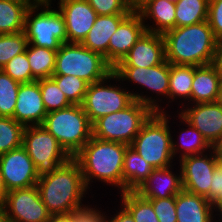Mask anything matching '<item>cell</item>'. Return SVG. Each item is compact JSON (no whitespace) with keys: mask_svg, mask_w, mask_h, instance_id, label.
<instances>
[{"mask_svg":"<svg viewBox=\"0 0 222 222\" xmlns=\"http://www.w3.org/2000/svg\"><path fill=\"white\" fill-rule=\"evenodd\" d=\"M39 195L51 214H67L81 206L87 191L78 162L71 157L51 173L39 176Z\"/></svg>","mask_w":222,"mask_h":222,"instance_id":"6da1fadb","label":"cell"},{"mask_svg":"<svg viewBox=\"0 0 222 222\" xmlns=\"http://www.w3.org/2000/svg\"><path fill=\"white\" fill-rule=\"evenodd\" d=\"M170 64L203 66L213 63L218 40L208 21L175 27L163 34Z\"/></svg>","mask_w":222,"mask_h":222,"instance_id":"7a4b0ae2","label":"cell"},{"mask_svg":"<svg viewBox=\"0 0 222 222\" xmlns=\"http://www.w3.org/2000/svg\"><path fill=\"white\" fill-rule=\"evenodd\" d=\"M129 145L94 136L73 157L79 164L87 188L93 178L114 185L123 192V161Z\"/></svg>","mask_w":222,"mask_h":222,"instance_id":"3957f363","label":"cell"},{"mask_svg":"<svg viewBox=\"0 0 222 222\" xmlns=\"http://www.w3.org/2000/svg\"><path fill=\"white\" fill-rule=\"evenodd\" d=\"M111 79H113V72L107 78L89 84L87 87L81 106L92 124L100 117L126 109L134 101L143 103L154 112H164L161 106L159 107L155 98L153 99L146 95L143 96V94L131 93L122 87L111 86V83L106 85L107 80Z\"/></svg>","mask_w":222,"mask_h":222,"instance_id":"277c9868","label":"cell"},{"mask_svg":"<svg viewBox=\"0 0 222 222\" xmlns=\"http://www.w3.org/2000/svg\"><path fill=\"white\" fill-rule=\"evenodd\" d=\"M42 126L74 157L92 137V123L81 105L47 113Z\"/></svg>","mask_w":222,"mask_h":222,"instance_id":"5b68a950","label":"cell"},{"mask_svg":"<svg viewBox=\"0 0 222 222\" xmlns=\"http://www.w3.org/2000/svg\"><path fill=\"white\" fill-rule=\"evenodd\" d=\"M167 113L154 112L142 125L140 132L130 145L154 169L172 168V136Z\"/></svg>","mask_w":222,"mask_h":222,"instance_id":"8992f818","label":"cell"},{"mask_svg":"<svg viewBox=\"0 0 222 222\" xmlns=\"http://www.w3.org/2000/svg\"><path fill=\"white\" fill-rule=\"evenodd\" d=\"M113 68L105 58L81 43H63L56 53L53 75H74L88 84L107 78Z\"/></svg>","mask_w":222,"mask_h":222,"instance_id":"52a82bcc","label":"cell"},{"mask_svg":"<svg viewBox=\"0 0 222 222\" xmlns=\"http://www.w3.org/2000/svg\"><path fill=\"white\" fill-rule=\"evenodd\" d=\"M154 113L139 101H134L126 109L100 117L92 124V136L131 145L142 125Z\"/></svg>","mask_w":222,"mask_h":222,"instance_id":"ba28073f","label":"cell"},{"mask_svg":"<svg viewBox=\"0 0 222 222\" xmlns=\"http://www.w3.org/2000/svg\"><path fill=\"white\" fill-rule=\"evenodd\" d=\"M51 3L52 1H46L39 6L28 8L24 33L29 45L58 51L61 45L67 42L65 20L59 10L51 9ZM39 9L41 11L36 13Z\"/></svg>","mask_w":222,"mask_h":222,"instance_id":"9c48e42d","label":"cell"},{"mask_svg":"<svg viewBox=\"0 0 222 222\" xmlns=\"http://www.w3.org/2000/svg\"><path fill=\"white\" fill-rule=\"evenodd\" d=\"M22 147L32 159L39 176L51 173L71 158L42 125L25 127Z\"/></svg>","mask_w":222,"mask_h":222,"instance_id":"30bf717a","label":"cell"},{"mask_svg":"<svg viewBox=\"0 0 222 222\" xmlns=\"http://www.w3.org/2000/svg\"><path fill=\"white\" fill-rule=\"evenodd\" d=\"M179 160L183 189L207 198L213 192L212 177L220 165L219 150L213 148L210 155L203 153Z\"/></svg>","mask_w":222,"mask_h":222,"instance_id":"8fae6325","label":"cell"},{"mask_svg":"<svg viewBox=\"0 0 222 222\" xmlns=\"http://www.w3.org/2000/svg\"><path fill=\"white\" fill-rule=\"evenodd\" d=\"M2 206L9 222H48L51 215L37 185L8 191Z\"/></svg>","mask_w":222,"mask_h":222,"instance_id":"7c38bea8","label":"cell"},{"mask_svg":"<svg viewBox=\"0 0 222 222\" xmlns=\"http://www.w3.org/2000/svg\"><path fill=\"white\" fill-rule=\"evenodd\" d=\"M0 171L7 191L35 186L39 179L32 159L22 146L0 155Z\"/></svg>","mask_w":222,"mask_h":222,"instance_id":"4fadbf2b","label":"cell"},{"mask_svg":"<svg viewBox=\"0 0 222 222\" xmlns=\"http://www.w3.org/2000/svg\"><path fill=\"white\" fill-rule=\"evenodd\" d=\"M193 106V107H192ZM179 113L195 127L213 148L222 143V102L198 103Z\"/></svg>","mask_w":222,"mask_h":222,"instance_id":"5bb4252c","label":"cell"},{"mask_svg":"<svg viewBox=\"0 0 222 222\" xmlns=\"http://www.w3.org/2000/svg\"><path fill=\"white\" fill-rule=\"evenodd\" d=\"M170 63L165 60L154 67H115L113 68V79H122L141 85L142 88L150 90L158 95H165L168 99L169 92ZM149 88V89H148Z\"/></svg>","mask_w":222,"mask_h":222,"instance_id":"9a60e30c","label":"cell"},{"mask_svg":"<svg viewBox=\"0 0 222 222\" xmlns=\"http://www.w3.org/2000/svg\"><path fill=\"white\" fill-rule=\"evenodd\" d=\"M58 8L65 20L67 42L82 43L97 18L86 0H59Z\"/></svg>","mask_w":222,"mask_h":222,"instance_id":"2e32d148","label":"cell"},{"mask_svg":"<svg viewBox=\"0 0 222 222\" xmlns=\"http://www.w3.org/2000/svg\"><path fill=\"white\" fill-rule=\"evenodd\" d=\"M145 32V21L141 15L138 12H131L110 37L108 64L115 68Z\"/></svg>","mask_w":222,"mask_h":222,"instance_id":"e0dca14e","label":"cell"},{"mask_svg":"<svg viewBox=\"0 0 222 222\" xmlns=\"http://www.w3.org/2000/svg\"><path fill=\"white\" fill-rule=\"evenodd\" d=\"M166 60L163 34L146 31L116 67H154Z\"/></svg>","mask_w":222,"mask_h":222,"instance_id":"ac0fdd59","label":"cell"},{"mask_svg":"<svg viewBox=\"0 0 222 222\" xmlns=\"http://www.w3.org/2000/svg\"><path fill=\"white\" fill-rule=\"evenodd\" d=\"M46 115L38 81L21 83L12 118L26 127L42 125Z\"/></svg>","mask_w":222,"mask_h":222,"instance_id":"d6986e66","label":"cell"},{"mask_svg":"<svg viewBox=\"0 0 222 222\" xmlns=\"http://www.w3.org/2000/svg\"><path fill=\"white\" fill-rule=\"evenodd\" d=\"M170 167L153 169L136 192L146 199L176 197L183 190L181 171L173 174Z\"/></svg>","mask_w":222,"mask_h":222,"instance_id":"ffe728a7","label":"cell"},{"mask_svg":"<svg viewBox=\"0 0 222 222\" xmlns=\"http://www.w3.org/2000/svg\"><path fill=\"white\" fill-rule=\"evenodd\" d=\"M177 222H213V206L208 198L182 190L175 197Z\"/></svg>","mask_w":222,"mask_h":222,"instance_id":"44dd1931","label":"cell"},{"mask_svg":"<svg viewBox=\"0 0 222 222\" xmlns=\"http://www.w3.org/2000/svg\"><path fill=\"white\" fill-rule=\"evenodd\" d=\"M221 76L213 64L194 66V79L191 86L193 104L219 101Z\"/></svg>","mask_w":222,"mask_h":222,"instance_id":"7402d4cb","label":"cell"},{"mask_svg":"<svg viewBox=\"0 0 222 222\" xmlns=\"http://www.w3.org/2000/svg\"><path fill=\"white\" fill-rule=\"evenodd\" d=\"M129 14L98 15L82 45L93 52L101 54L108 63V44L110 37L119 24Z\"/></svg>","mask_w":222,"mask_h":222,"instance_id":"603a6c76","label":"cell"},{"mask_svg":"<svg viewBox=\"0 0 222 222\" xmlns=\"http://www.w3.org/2000/svg\"><path fill=\"white\" fill-rule=\"evenodd\" d=\"M153 167L130 145L123 161V192L136 191L148 179Z\"/></svg>","mask_w":222,"mask_h":222,"instance_id":"cb8c5ba5","label":"cell"},{"mask_svg":"<svg viewBox=\"0 0 222 222\" xmlns=\"http://www.w3.org/2000/svg\"><path fill=\"white\" fill-rule=\"evenodd\" d=\"M175 3L167 0H151L138 13L142 20L152 18L155 26L146 25V31L164 34L168 30L175 28Z\"/></svg>","mask_w":222,"mask_h":222,"instance_id":"d4e9b609","label":"cell"},{"mask_svg":"<svg viewBox=\"0 0 222 222\" xmlns=\"http://www.w3.org/2000/svg\"><path fill=\"white\" fill-rule=\"evenodd\" d=\"M178 115L180 121H184L182 123H185V125L187 124V127H189L187 130L183 129L182 132H180V145H178V143L176 144L174 142L175 140H172V153L174 158L177 152L180 153V151H182V154H179V158L182 159L187 156L203 154L207 151V149L212 150L213 147L208 143L204 136L195 127L188 123L179 113Z\"/></svg>","mask_w":222,"mask_h":222,"instance_id":"484cf974","label":"cell"},{"mask_svg":"<svg viewBox=\"0 0 222 222\" xmlns=\"http://www.w3.org/2000/svg\"><path fill=\"white\" fill-rule=\"evenodd\" d=\"M28 8L29 6L18 0H0V34L24 31Z\"/></svg>","mask_w":222,"mask_h":222,"instance_id":"4316f807","label":"cell"},{"mask_svg":"<svg viewBox=\"0 0 222 222\" xmlns=\"http://www.w3.org/2000/svg\"><path fill=\"white\" fill-rule=\"evenodd\" d=\"M27 58L32 70V76L38 80L50 78L54 74L57 51L45 47L27 45Z\"/></svg>","mask_w":222,"mask_h":222,"instance_id":"83f0119b","label":"cell"},{"mask_svg":"<svg viewBox=\"0 0 222 222\" xmlns=\"http://www.w3.org/2000/svg\"><path fill=\"white\" fill-rule=\"evenodd\" d=\"M193 79V65L170 64L168 99L175 100L177 97H183V99L185 98V100L187 99L190 102Z\"/></svg>","mask_w":222,"mask_h":222,"instance_id":"f1b7e54d","label":"cell"},{"mask_svg":"<svg viewBox=\"0 0 222 222\" xmlns=\"http://www.w3.org/2000/svg\"><path fill=\"white\" fill-rule=\"evenodd\" d=\"M209 0H179L175 3V27L189 26L208 19Z\"/></svg>","mask_w":222,"mask_h":222,"instance_id":"f546056e","label":"cell"},{"mask_svg":"<svg viewBox=\"0 0 222 222\" xmlns=\"http://www.w3.org/2000/svg\"><path fill=\"white\" fill-rule=\"evenodd\" d=\"M121 208L124 207L135 222H159L151 202L136 191L122 192Z\"/></svg>","mask_w":222,"mask_h":222,"instance_id":"4dcf8cb0","label":"cell"},{"mask_svg":"<svg viewBox=\"0 0 222 222\" xmlns=\"http://www.w3.org/2000/svg\"><path fill=\"white\" fill-rule=\"evenodd\" d=\"M24 129L12 117L0 116V155L22 146Z\"/></svg>","mask_w":222,"mask_h":222,"instance_id":"1f68e13d","label":"cell"},{"mask_svg":"<svg viewBox=\"0 0 222 222\" xmlns=\"http://www.w3.org/2000/svg\"><path fill=\"white\" fill-rule=\"evenodd\" d=\"M20 84L0 69V116L13 117Z\"/></svg>","mask_w":222,"mask_h":222,"instance_id":"d6a6232c","label":"cell"},{"mask_svg":"<svg viewBox=\"0 0 222 222\" xmlns=\"http://www.w3.org/2000/svg\"><path fill=\"white\" fill-rule=\"evenodd\" d=\"M37 81L47 113L61 110L71 105L64 93L57 86V83L51 77L38 79Z\"/></svg>","mask_w":222,"mask_h":222,"instance_id":"836d02e7","label":"cell"},{"mask_svg":"<svg viewBox=\"0 0 222 222\" xmlns=\"http://www.w3.org/2000/svg\"><path fill=\"white\" fill-rule=\"evenodd\" d=\"M71 104L81 105L88 83L74 75H52L51 77Z\"/></svg>","mask_w":222,"mask_h":222,"instance_id":"e575fe53","label":"cell"},{"mask_svg":"<svg viewBox=\"0 0 222 222\" xmlns=\"http://www.w3.org/2000/svg\"><path fill=\"white\" fill-rule=\"evenodd\" d=\"M28 45L24 31L14 34H0V69L16 55L25 52Z\"/></svg>","mask_w":222,"mask_h":222,"instance_id":"d590c367","label":"cell"},{"mask_svg":"<svg viewBox=\"0 0 222 222\" xmlns=\"http://www.w3.org/2000/svg\"><path fill=\"white\" fill-rule=\"evenodd\" d=\"M2 70L13 80L20 83L36 81L32 76V70L29 65L26 51L9 60Z\"/></svg>","mask_w":222,"mask_h":222,"instance_id":"8d00e7d4","label":"cell"},{"mask_svg":"<svg viewBox=\"0 0 222 222\" xmlns=\"http://www.w3.org/2000/svg\"><path fill=\"white\" fill-rule=\"evenodd\" d=\"M148 200L151 202L159 222H177L175 197Z\"/></svg>","mask_w":222,"mask_h":222,"instance_id":"74e56055","label":"cell"},{"mask_svg":"<svg viewBox=\"0 0 222 222\" xmlns=\"http://www.w3.org/2000/svg\"><path fill=\"white\" fill-rule=\"evenodd\" d=\"M97 15L130 14L124 0H86Z\"/></svg>","mask_w":222,"mask_h":222,"instance_id":"f35d334b","label":"cell"},{"mask_svg":"<svg viewBox=\"0 0 222 222\" xmlns=\"http://www.w3.org/2000/svg\"><path fill=\"white\" fill-rule=\"evenodd\" d=\"M207 21L215 38L222 40V0H209Z\"/></svg>","mask_w":222,"mask_h":222,"instance_id":"ab89813d","label":"cell"},{"mask_svg":"<svg viewBox=\"0 0 222 222\" xmlns=\"http://www.w3.org/2000/svg\"><path fill=\"white\" fill-rule=\"evenodd\" d=\"M212 180H213V192L207 198L210 202H212V206L214 209L213 211L220 212L219 216L221 217L222 216V165L221 164L214 171Z\"/></svg>","mask_w":222,"mask_h":222,"instance_id":"60d3db41","label":"cell"},{"mask_svg":"<svg viewBox=\"0 0 222 222\" xmlns=\"http://www.w3.org/2000/svg\"><path fill=\"white\" fill-rule=\"evenodd\" d=\"M89 205H81L70 212L74 222H104L105 216Z\"/></svg>","mask_w":222,"mask_h":222,"instance_id":"b9f144b4","label":"cell"},{"mask_svg":"<svg viewBox=\"0 0 222 222\" xmlns=\"http://www.w3.org/2000/svg\"><path fill=\"white\" fill-rule=\"evenodd\" d=\"M104 222H135L131 214L123 207L117 214L111 217V220L106 218Z\"/></svg>","mask_w":222,"mask_h":222,"instance_id":"7bdbcfd3","label":"cell"},{"mask_svg":"<svg viewBox=\"0 0 222 222\" xmlns=\"http://www.w3.org/2000/svg\"><path fill=\"white\" fill-rule=\"evenodd\" d=\"M222 77V40L218 41L212 63Z\"/></svg>","mask_w":222,"mask_h":222,"instance_id":"ee69618b","label":"cell"},{"mask_svg":"<svg viewBox=\"0 0 222 222\" xmlns=\"http://www.w3.org/2000/svg\"><path fill=\"white\" fill-rule=\"evenodd\" d=\"M151 0H124L125 5L131 12H139Z\"/></svg>","mask_w":222,"mask_h":222,"instance_id":"f6af8a7d","label":"cell"},{"mask_svg":"<svg viewBox=\"0 0 222 222\" xmlns=\"http://www.w3.org/2000/svg\"><path fill=\"white\" fill-rule=\"evenodd\" d=\"M48 222H74L70 213L50 215Z\"/></svg>","mask_w":222,"mask_h":222,"instance_id":"bcb514c9","label":"cell"},{"mask_svg":"<svg viewBox=\"0 0 222 222\" xmlns=\"http://www.w3.org/2000/svg\"><path fill=\"white\" fill-rule=\"evenodd\" d=\"M7 192L8 191L5 187L3 177H2V174H1V171H0V206H2L4 204Z\"/></svg>","mask_w":222,"mask_h":222,"instance_id":"7dc6e473","label":"cell"},{"mask_svg":"<svg viewBox=\"0 0 222 222\" xmlns=\"http://www.w3.org/2000/svg\"><path fill=\"white\" fill-rule=\"evenodd\" d=\"M25 3L29 7H36L46 2V0H18Z\"/></svg>","mask_w":222,"mask_h":222,"instance_id":"c3c4849f","label":"cell"},{"mask_svg":"<svg viewBox=\"0 0 222 222\" xmlns=\"http://www.w3.org/2000/svg\"><path fill=\"white\" fill-rule=\"evenodd\" d=\"M0 222H9L3 206H0Z\"/></svg>","mask_w":222,"mask_h":222,"instance_id":"681fc988","label":"cell"},{"mask_svg":"<svg viewBox=\"0 0 222 222\" xmlns=\"http://www.w3.org/2000/svg\"><path fill=\"white\" fill-rule=\"evenodd\" d=\"M219 100L222 102V77H221V94H220V99Z\"/></svg>","mask_w":222,"mask_h":222,"instance_id":"f907efd6","label":"cell"},{"mask_svg":"<svg viewBox=\"0 0 222 222\" xmlns=\"http://www.w3.org/2000/svg\"><path fill=\"white\" fill-rule=\"evenodd\" d=\"M219 160H220V164L222 165V152H219Z\"/></svg>","mask_w":222,"mask_h":222,"instance_id":"816d5d0a","label":"cell"},{"mask_svg":"<svg viewBox=\"0 0 222 222\" xmlns=\"http://www.w3.org/2000/svg\"><path fill=\"white\" fill-rule=\"evenodd\" d=\"M168 2L177 3L179 0H167Z\"/></svg>","mask_w":222,"mask_h":222,"instance_id":"f5cc1de1","label":"cell"},{"mask_svg":"<svg viewBox=\"0 0 222 222\" xmlns=\"http://www.w3.org/2000/svg\"><path fill=\"white\" fill-rule=\"evenodd\" d=\"M217 149L219 150V152H222V143Z\"/></svg>","mask_w":222,"mask_h":222,"instance_id":"db71d44e","label":"cell"}]
</instances>
